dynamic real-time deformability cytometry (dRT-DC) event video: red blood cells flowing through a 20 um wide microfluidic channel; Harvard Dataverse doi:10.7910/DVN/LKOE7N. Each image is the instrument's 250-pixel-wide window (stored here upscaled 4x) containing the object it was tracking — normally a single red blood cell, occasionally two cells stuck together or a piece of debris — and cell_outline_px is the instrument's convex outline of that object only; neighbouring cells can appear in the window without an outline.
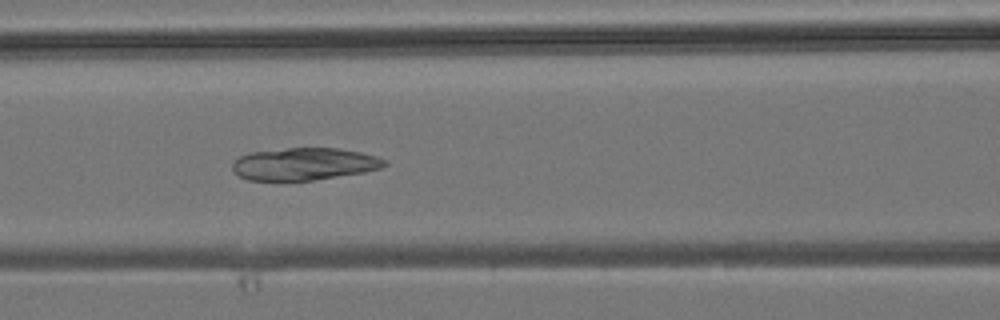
{"species": "common noctule bat (a hibernating species)", "species_latin": "Nyctalus noctula", "temperature_condition": "room temperature", "stored_images_in_passage": 43, "camera_frame_rate_fps": 3000, "um_per_image_px": 0.085, "animal": {"sex": "male", "body_mass_g": 19.2, "forearm_length_mm": 51.8}, "frame": {"image": 1, "passage_image": 18, "time_ms": 5.667, "image_size_px": [1000, 320], "cell_outline_px": [[388, 164], [380, 168], [364, 172], [312, 180], [248, 180], [240, 176], [232, 168], [232, 164], [240, 156], [252, 152], [288, 148], [340, 148], [360, 152], [376, 156], [388, 160]], "centroid_in_image_um": [25.9, 13.93], "position_along_channel_um": 140.7, "area_um2": 28.44}}
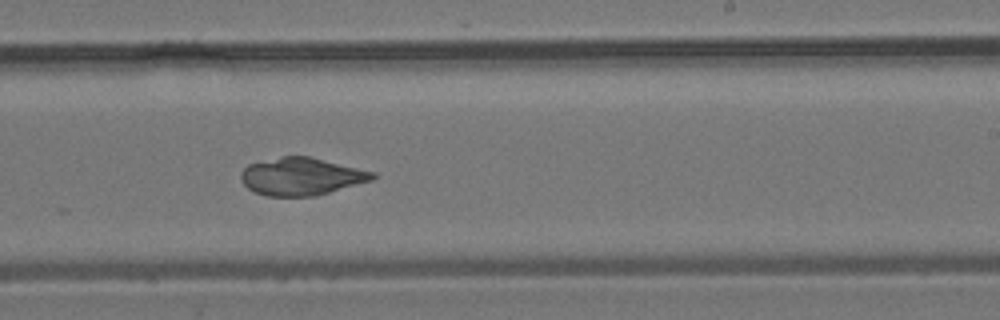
{"frame": {"image": 2, "passage_image": 26, "time_ms": 8.333, "image_size_px": [1000, 320], "cell_outline_px": [[376, 176], [372, 180], [316, 196], [268, 196], [256, 192], [248, 188], [240, 180], [240, 172], [248, 164], [284, 156], [308, 156], [376, 172]], "centroid_in_image_um": [25.61, 15.0], "position_along_channel_um": 263.4, "area_um2": 28.67}}
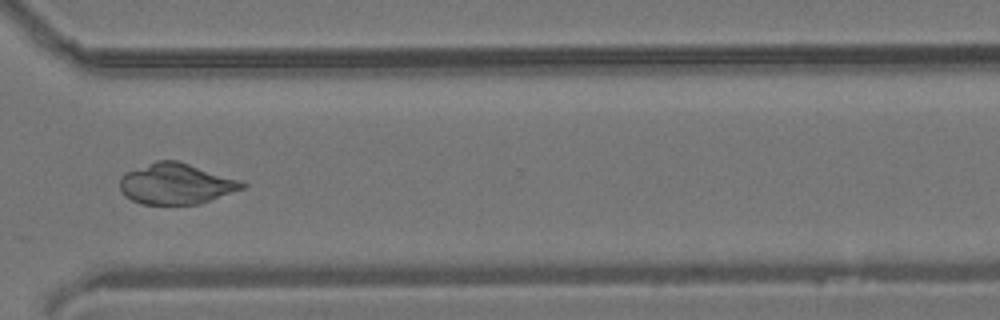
{"frame": {"image": 3, "passage_image": 32, "time_ms": 10.333, "image_size_px": [1000, 320], "cell_outline_px": [[248, 184], [244, 188], [200, 204], [140, 204], [124, 196], [120, 188], [120, 176], [124, 172], [156, 160], [176, 160], [244, 180]], "centroid_in_image_um": [14.98, 15.61], "position_along_channel_um": 355.6, "area_um2": 29.48}}